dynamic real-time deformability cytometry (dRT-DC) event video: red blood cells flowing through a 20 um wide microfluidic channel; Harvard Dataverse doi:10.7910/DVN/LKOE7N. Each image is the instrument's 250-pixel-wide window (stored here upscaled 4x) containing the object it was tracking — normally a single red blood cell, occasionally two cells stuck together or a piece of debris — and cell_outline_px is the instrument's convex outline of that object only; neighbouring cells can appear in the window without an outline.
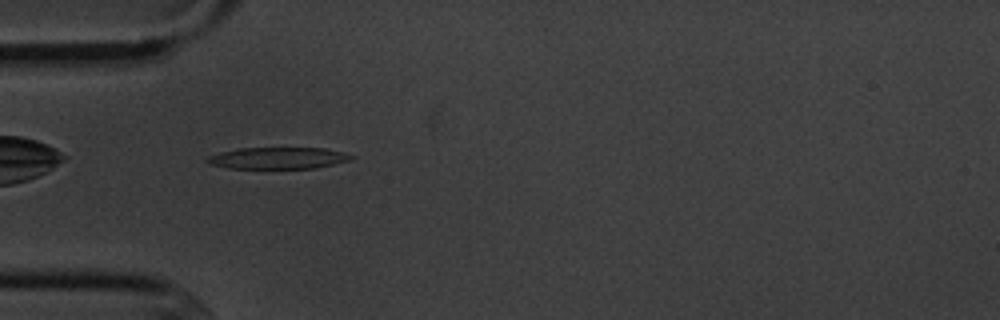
{"species": "common noctule bat (a hibernating species)", "species_latin": "Nyctalus noctula", "temperature_condition": "cold", "stored_images_in_passage": 2, "camera_frame_rate_fps": 3000, "um_per_image_px": 0.085, "animal": {"sex": "male", "body_mass_g": 20.1, "forearm_length_mm": 53.5}, "frame": {"image": 1, "passage_image": 1, "time_ms": 0.0, "image_size_px": [1000, 320], "cell_outline_px": [[356, 156], [352, 160], [312, 168], [228, 168], [212, 164], [204, 160], [204, 156], [236, 148], [324, 148], [344, 152]], "centroid_in_image_um": [23.6, 13.42], "position_along_channel_um": 61.4, "area_um2": 18.21}}